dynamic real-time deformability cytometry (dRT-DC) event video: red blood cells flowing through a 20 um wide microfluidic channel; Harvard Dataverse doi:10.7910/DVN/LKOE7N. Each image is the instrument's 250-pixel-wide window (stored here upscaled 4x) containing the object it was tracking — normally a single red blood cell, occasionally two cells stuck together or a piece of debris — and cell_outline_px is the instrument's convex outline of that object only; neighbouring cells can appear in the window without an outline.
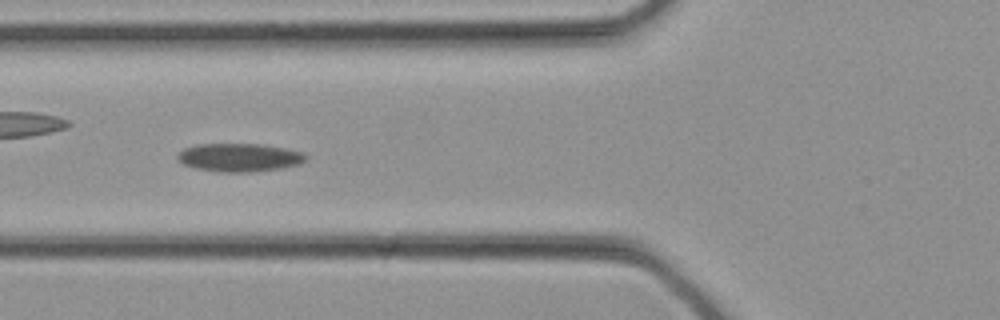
{"species": "common noctule bat (a hibernating species)", "species_latin": "Nyctalus noctula", "temperature_condition": "cold", "stored_images_in_passage": 35, "camera_frame_rate_fps": 3000, "um_per_image_px": 0.085, "animal": {"sex": "female", "body_mass_g": 21.9}, "frame": {"image": 1, "passage_image": 13, "time_ms": 4.0, "image_size_px": [1000, 320], "cell_outline_px": [[308, 156], [300, 164], [284, 168], [252, 172], [220, 172], [196, 168], [184, 164], [176, 160], [176, 156], [184, 148], [196, 144], [264, 144], [304, 152]], "centroid_in_image_um": [20.36, 13.38], "position_along_channel_um": 105.4, "area_um2": 21.33}}
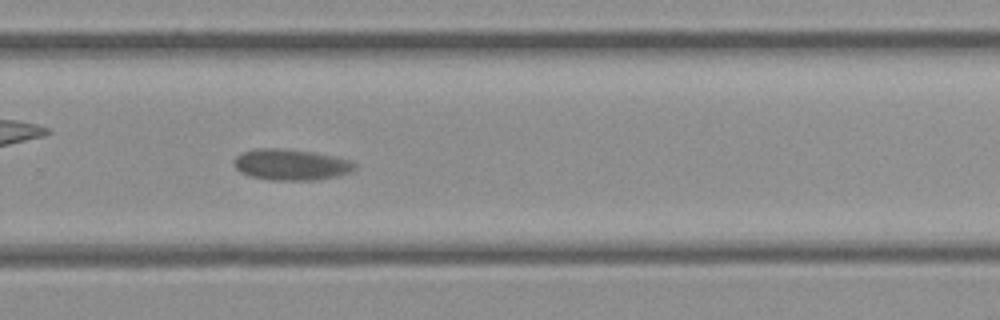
{"frame": {"image": 2, "passage_image": 23, "time_ms": 7.333, "image_size_px": [1000, 320], "cell_outline_px": [[356, 168], [348, 172], [336, 176], [316, 180], [272, 180], [248, 176], [240, 172], [236, 168], [232, 160], [240, 152], [256, 148], [280, 148], [316, 152], [352, 160], [356, 164]], "centroid_in_image_um": [24.7, 13.98], "position_along_channel_um": 305.1, "area_um2": 22.14}}
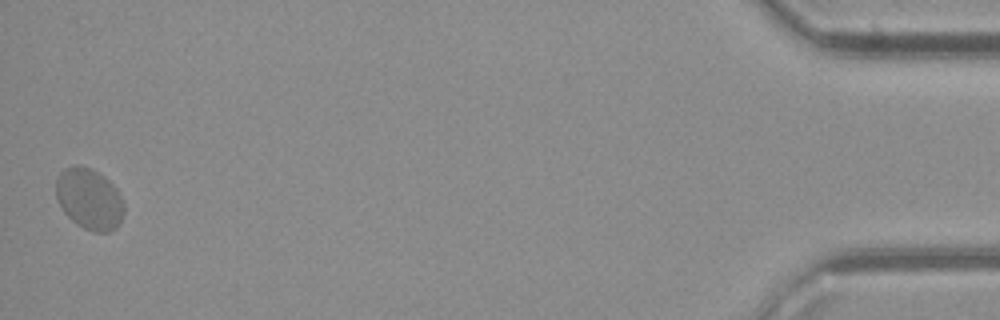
{"frame": {"image": 3, "passage_image": 34, "time_ms": 11.0, "image_size_px": [1000, 320], "cell_outline_px": [[124, 212], [120, 224], [116, 228], [108, 232], [92, 232], [76, 224], [64, 212], [56, 196], [56, 180], [60, 172], [64, 168], [72, 164], [76, 164], [92, 168], [104, 176], [116, 188], [124, 204]], "centroid_in_image_um": [7.59, 16.9], "position_along_channel_um": 427.6, "area_um2": 24.45}}